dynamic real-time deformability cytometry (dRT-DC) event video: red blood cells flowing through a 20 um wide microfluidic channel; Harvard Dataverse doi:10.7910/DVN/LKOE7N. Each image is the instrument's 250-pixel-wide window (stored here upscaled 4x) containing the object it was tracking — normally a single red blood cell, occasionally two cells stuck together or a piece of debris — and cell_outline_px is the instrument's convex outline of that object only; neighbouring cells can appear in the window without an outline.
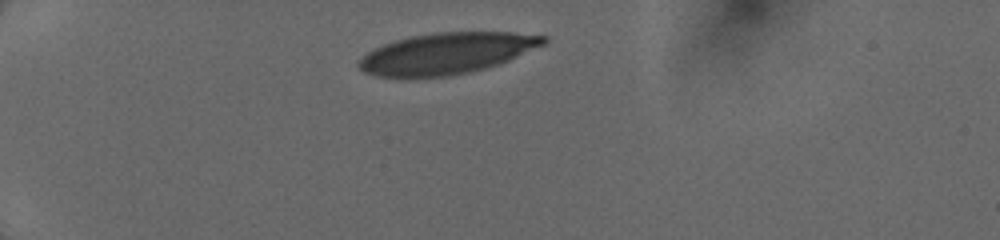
{"species": "human", "species_latin": "Homo sapiens", "temperature_condition": "cold", "stored_images_in_passage": 11, "camera_frame_rate_fps": 3000, "um_per_image_px": 0.085, "donor": {"sex": "female"}, "frame": {"image": 1, "passage_image": 1, "time_ms": 0.0, "image_size_px": [1000, 240], "cell_outline_px": [[548, 44], [508, 60], [484, 68], [468, 72], [448, 76], [408, 80], [376, 76], [364, 72], [356, 64], [356, 60], [372, 48], [396, 40], [412, 36], [436, 32], [512, 32], [548, 36]], "centroid_in_image_um": [37.91, 4.56], "position_along_channel_um": 47.1, "area_um2": 45.26}}
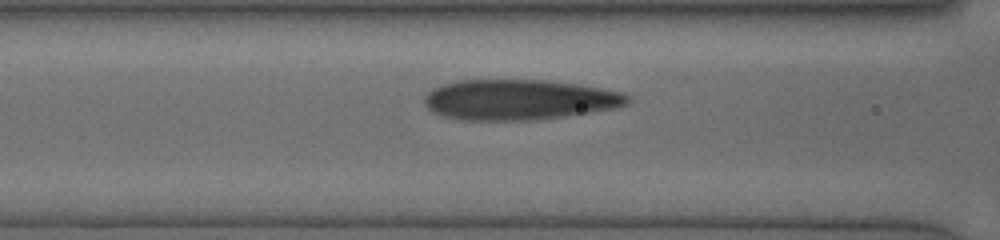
{"frame": {"image": 2, "passage_image": 10, "time_ms": 3.0, "image_size_px": [1000, 240], "cell_outline_px": [[628, 104], [616, 108], [564, 116], [532, 120], [464, 120], [444, 116], [432, 112], [424, 104], [424, 96], [432, 88], [456, 80], [548, 80], [576, 84], [624, 92], [628, 96]], "centroid_in_image_um": [44.1, 8.47], "position_along_channel_um": 122.5, "area_um2": 47.8}}